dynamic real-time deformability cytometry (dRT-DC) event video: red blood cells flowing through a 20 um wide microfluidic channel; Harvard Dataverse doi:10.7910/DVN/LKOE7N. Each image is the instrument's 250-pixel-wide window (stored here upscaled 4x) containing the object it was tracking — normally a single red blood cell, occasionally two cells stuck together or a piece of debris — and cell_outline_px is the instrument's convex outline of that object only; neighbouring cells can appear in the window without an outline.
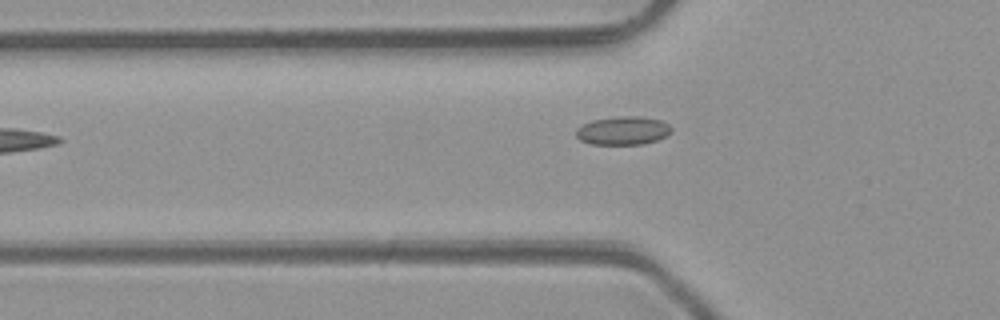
{"species": "common noctule bat (a hibernating species)", "species_latin": "Nyctalus noctula", "temperature_condition": "room temperature", "stored_images_in_passage": 5, "camera_frame_rate_fps": 3000, "um_per_image_px": 0.085, "animal": {"sex": "male", "body_mass_g": 23.1, "forearm_length_mm": 52.7}, "frame": {"image": 1, "passage_image": 4, "time_ms": 3.667, "image_size_px": [1000, 320], "cell_outline_px": [[672, 132], [656, 140], [644, 144], [588, 144], [580, 140], [576, 136], [576, 128], [592, 120], [620, 116], [640, 116], [660, 120], [668, 124], [672, 128]], "centroid_in_image_um": [52.94, 11.1], "position_along_channel_um": 72.9, "area_um2": 15.78}}
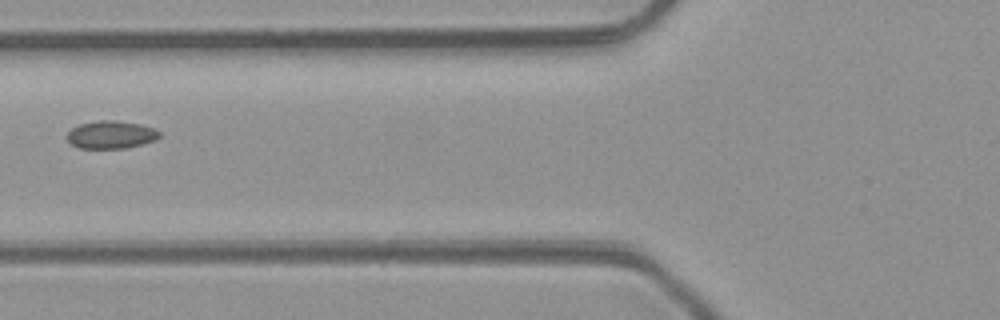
{"frame": {"image": 2, "passage_image": 5, "time_ms": 4.667, "image_size_px": [1000, 320], "cell_outline_px": [[160, 136], [156, 140], [124, 148], [80, 148], [72, 144], [64, 136], [72, 128], [80, 124], [100, 120], [116, 120], [140, 124], [152, 128], [160, 132]], "centroid_in_image_um": [9.41, 11.44], "position_along_channel_um": 116.4, "area_um2": 14.85}}